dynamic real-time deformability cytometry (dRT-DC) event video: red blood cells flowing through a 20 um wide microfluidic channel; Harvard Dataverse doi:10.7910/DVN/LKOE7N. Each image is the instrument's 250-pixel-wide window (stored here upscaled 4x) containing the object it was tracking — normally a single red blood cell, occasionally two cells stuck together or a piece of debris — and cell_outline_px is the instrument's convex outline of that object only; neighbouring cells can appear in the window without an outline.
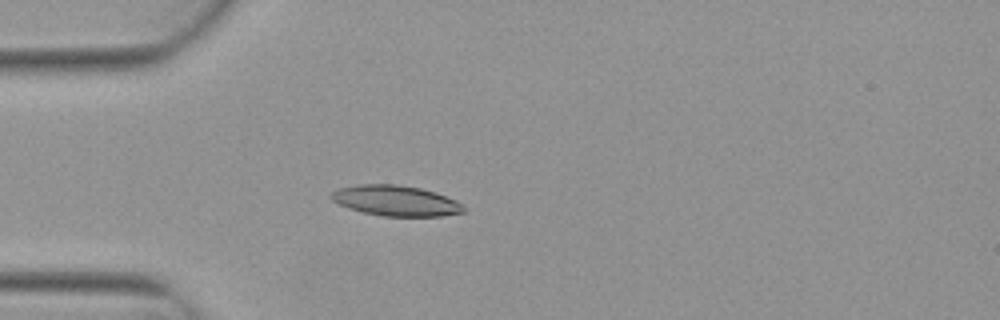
{"species": "Egyptian fruit bat (a non-hibernating species)", "species_latin": "Rousettus aegyptiacus", "temperature_condition": "warm", "stored_images_in_passage": 5, "camera_frame_rate_fps": 3000, "um_per_image_px": 0.085, "animal": {"sex": "female"}, "frame": {"image": 1, "passage_image": 5, "time_ms": 1.333, "image_size_px": [1000, 320], "cell_outline_px": [[468, 208], [464, 212], [440, 216], [384, 216], [364, 212], [348, 208], [332, 200], [328, 196], [332, 192], [340, 188], [360, 184], [396, 184], [420, 188], [436, 192], [456, 200], [464, 204]], "centroid_in_image_um": [33.68, 17.06], "position_along_channel_um": 51.3, "area_um2": 23.58}}